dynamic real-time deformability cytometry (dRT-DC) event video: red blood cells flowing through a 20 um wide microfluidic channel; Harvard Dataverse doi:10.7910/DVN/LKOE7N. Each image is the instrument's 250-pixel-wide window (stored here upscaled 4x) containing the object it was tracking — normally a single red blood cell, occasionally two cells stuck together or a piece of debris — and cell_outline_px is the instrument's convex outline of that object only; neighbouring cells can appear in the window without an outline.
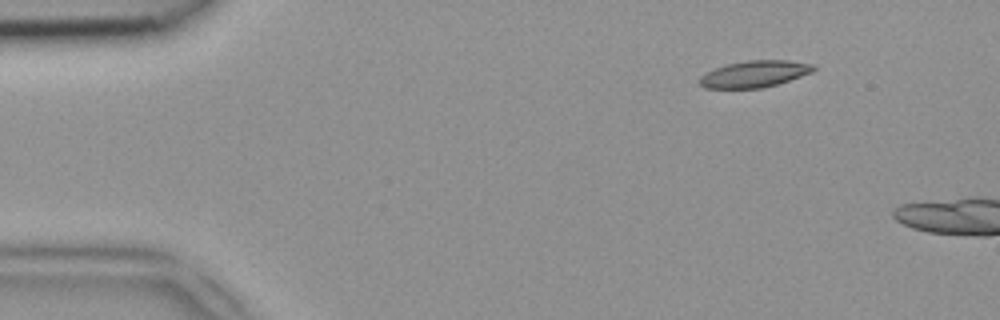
{"species": "common noctule bat (a hibernating species)", "species_latin": "Nyctalus noctula", "temperature_condition": "room temperature", "stored_images_in_passage": 10, "camera_frame_rate_fps": 3000, "um_per_image_px": 0.085, "animal": {"sex": "female", "body_mass_g": 18.4}, "frame": {"image": 1, "passage_image": 2, "time_ms": 0.333, "image_size_px": [1000, 320], "cell_outline_px": [[816, 68], [812, 72], [776, 84], [760, 88], [704, 88], [700, 84], [700, 76], [724, 64], [748, 60], [788, 60], [816, 64]], "centroid_in_image_um": [64.15, 6.27], "position_along_channel_um": 20.9, "area_um2": 17.57}}